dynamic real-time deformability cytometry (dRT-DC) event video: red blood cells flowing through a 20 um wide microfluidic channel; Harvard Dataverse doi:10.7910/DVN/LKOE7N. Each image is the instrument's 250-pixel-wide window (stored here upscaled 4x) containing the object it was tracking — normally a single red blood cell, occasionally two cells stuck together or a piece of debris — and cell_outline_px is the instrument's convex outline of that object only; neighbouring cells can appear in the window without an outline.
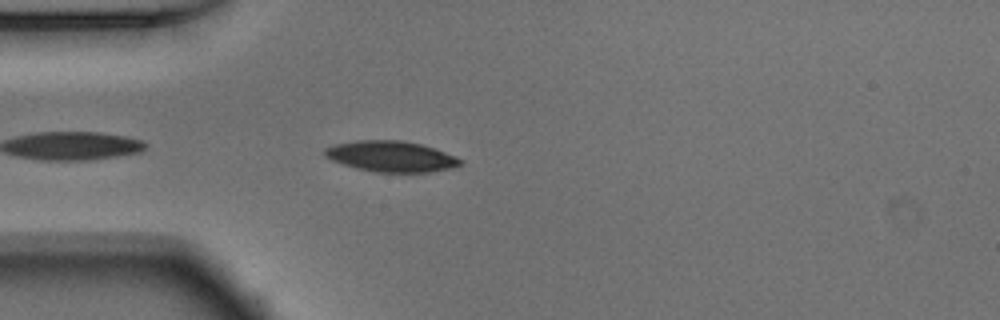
{"species": "Egyptian fruit bat (a non-hibernating species)", "species_latin": "Rousettus aegyptiacus", "temperature_condition": "warm", "stored_images_in_passage": 26, "camera_frame_rate_fps": 3000, "um_per_image_px": 0.085, "animal": {"sex": "male"}, "frame": {"image": 1, "passage_image": 3, "time_ms": 0.667, "image_size_px": [1000, 320], "cell_outline_px": [[464, 164], [452, 168], [428, 172], [376, 172], [356, 168], [332, 160], [324, 156], [324, 148], [336, 144], [356, 140], [404, 140], [420, 144], [456, 156]], "centroid_in_image_um": [33.23, 13.29], "position_along_channel_um": 51.8, "area_um2": 24.22}}
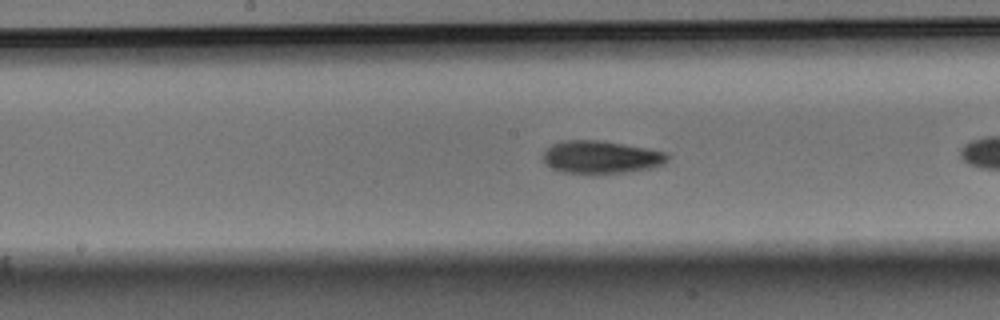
{"frame": {"image": 2, "passage_image": 12, "time_ms": 3.667, "image_size_px": [1000, 320], "cell_outline_px": [[668, 160], [664, 164], [652, 168], [628, 172], [592, 176], [564, 172], [552, 168], [544, 160], [544, 152], [552, 144], [568, 140], [596, 140], [648, 148], [664, 152], [668, 156]], "centroid_in_image_um": [51.11, 13.4], "position_along_channel_um": 197.1, "area_um2": 24.04}}
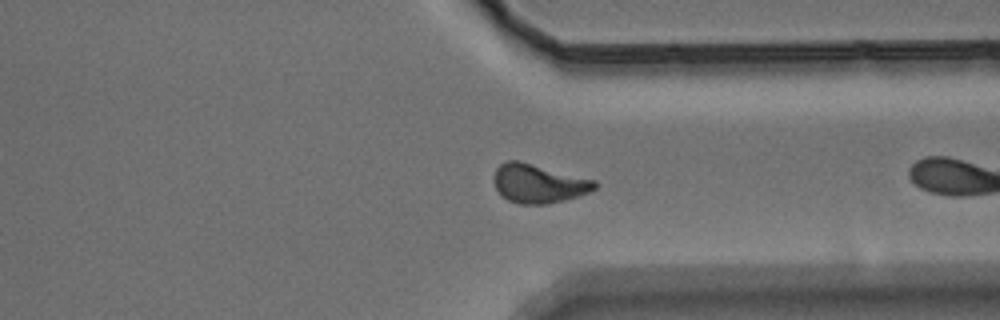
{"frame": {"image": 3, "passage_image": 25, "time_ms": 8.0, "image_size_px": [1000, 320], "cell_outline_px": [[600, 184], [596, 188], [580, 196], [564, 200], [544, 204], [520, 204], [508, 200], [496, 188], [492, 180], [496, 168], [500, 164], [508, 160], [520, 160], [596, 180]], "centroid_in_image_um": [45.79, 15.58], "position_along_channel_um": 365.6, "area_um2": 23.0}}